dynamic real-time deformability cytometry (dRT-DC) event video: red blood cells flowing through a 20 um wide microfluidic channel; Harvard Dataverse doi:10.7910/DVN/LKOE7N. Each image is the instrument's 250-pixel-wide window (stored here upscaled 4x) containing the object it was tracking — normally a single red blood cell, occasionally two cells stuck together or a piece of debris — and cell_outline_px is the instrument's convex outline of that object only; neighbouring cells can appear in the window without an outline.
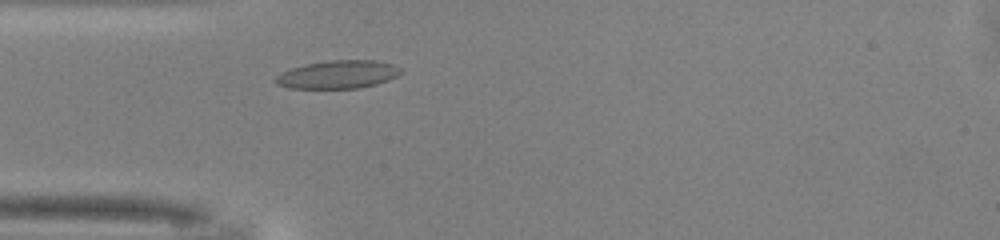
{"species": "common noctule bat (a hibernating species)", "species_latin": "Nyctalus noctula", "temperature_condition": "warm", "stored_images_in_passage": 7, "camera_frame_rate_fps": 3000, "um_per_image_px": 0.085, "animal": {"sex": "male", "body_mass_g": 13.0, "forearm_length_mm": 53.1}, "frame": {"image": 1, "passage_image": 7, "time_ms": 2.0, "image_size_px": [1000, 240], "cell_outline_px": [[404, 72], [388, 80], [376, 84], [360, 88], [288, 88], [276, 84], [272, 80], [280, 72], [304, 64], [332, 60], [376, 60], [392, 64], [404, 68]], "centroid_in_image_um": [28.73, 6.33], "position_along_channel_um": 56.3, "area_um2": 20.75}}